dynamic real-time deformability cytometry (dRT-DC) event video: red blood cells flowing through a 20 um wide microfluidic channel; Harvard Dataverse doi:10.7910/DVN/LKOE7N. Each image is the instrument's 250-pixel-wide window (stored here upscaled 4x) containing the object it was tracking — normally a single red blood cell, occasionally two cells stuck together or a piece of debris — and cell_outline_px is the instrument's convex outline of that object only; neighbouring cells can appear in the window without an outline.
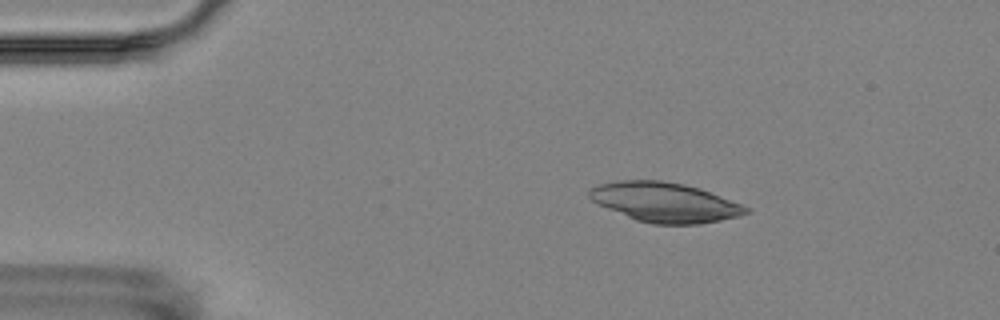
{"species": "Egyptian fruit bat (a non-hibernating species)", "species_latin": "Rousettus aegyptiacus", "temperature_condition": "room temperature", "stored_images_in_passage": 4, "camera_frame_rate_fps": 3000, "um_per_image_px": 0.085, "animal": {"sex": "female"}, "frame": {"image": 1, "passage_image": 2, "time_ms": 1.0, "image_size_px": [1000, 320], "cell_outline_px": [[748, 212], [736, 216], [720, 220], [700, 224], [652, 224], [636, 220], [608, 208], [592, 200], [588, 196], [588, 188], [600, 184], [620, 180], [660, 180], [684, 184], [700, 188], [740, 204], [748, 208]], "centroid_in_image_um": [56.47, 17.18], "position_along_channel_um": 28.5, "area_um2": 35.72}}